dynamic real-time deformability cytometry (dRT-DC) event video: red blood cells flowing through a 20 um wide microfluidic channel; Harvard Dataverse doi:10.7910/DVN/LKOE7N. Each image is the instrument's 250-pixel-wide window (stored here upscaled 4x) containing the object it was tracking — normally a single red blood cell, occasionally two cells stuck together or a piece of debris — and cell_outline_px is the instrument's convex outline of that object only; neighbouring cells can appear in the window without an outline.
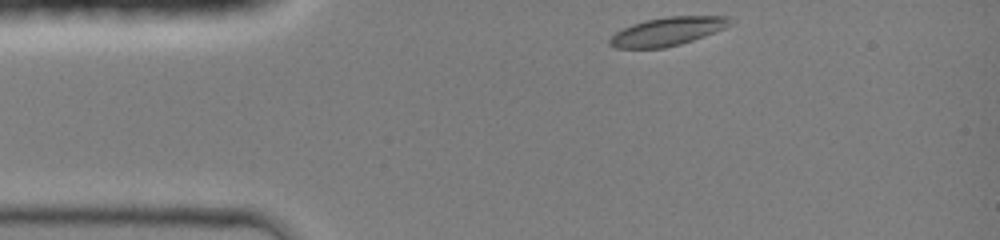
{"species": "common noctule bat (a hibernating species)", "species_latin": "Nyctalus noctula", "temperature_condition": "room temperature", "stored_images_in_passage": 32, "camera_frame_rate_fps": 3000, "um_per_image_px": 0.085, "animal": {"sex": "female", "body_mass_g": 19.0, "forearm_length_mm": 51.5}, "frame": {"image": 1, "passage_image": 1, "time_ms": 0.0, "image_size_px": [1000, 240], "cell_outline_px": [[732, 24], [724, 28], [704, 36], [680, 44], [664, 48], [616, 48], [608, 44], [608, 40], [616, 32], [632, 24], [644, 20], [668, 16], [728, 16]], "centroid_in_image_um": [56.71, 2.67], "position_along_channel_um": 28.3, "area_um2": 19.83}}
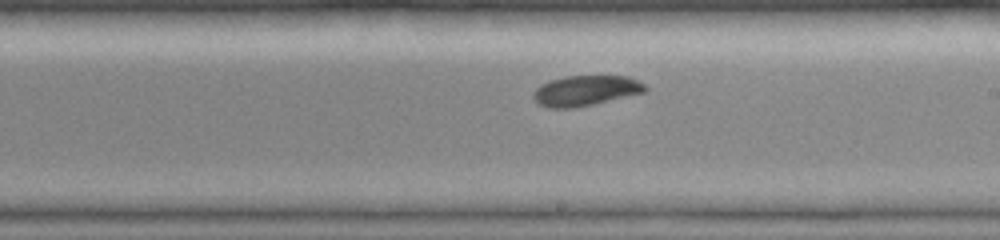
{"frame": {"image": 2, "passage_image": 19, "time_ms": 6.0, "image_size_px": [1000, 240], "cell_outline_px": [[648, 88], [644, 92], [592, 104], [572, 108], [548, 108], [540, 104], [532, 96], [532, 92], [540, 84], [548, 80], [564, 76], [628, 76], [644, 84]], "centroid_in_image_um": [49.73, 7.69], "position_along_channel_um": 239.3, "area_um2": 19.65}}
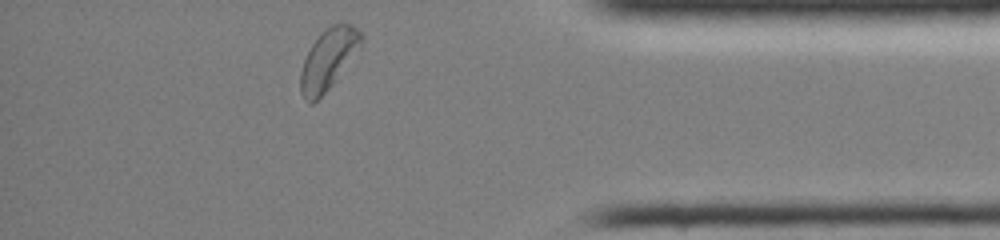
{"frame": {"image": 3, "passage_image": 32, "time_ms": 10.333, "image_size_px": [1000, 240], "cell_outline_px": [[364, 40], [336, 80], [312, 104], [308, 104], [304, 100], [300, 92], [300, 72], [304, 60], [312, 44], [332, 24], [348, 24], [356, 28], [364, 36]], "centroid_in_image_um": [27.88, 5.07], "position_along_channel_um": 407.3, "area_um2": 20.87}, "authors_computed_cell_mechanics": {"area_um2": 20.1144, "velocity_mm_per_s": 4.2463, "shape_relaxation_time_tau1_ms": 4.0693, "shape_relaxation_time_tau2_ms": 9.1636, "deformation_change_tau1": 0.1224, "deformation_change_tau2": 0.1025}}